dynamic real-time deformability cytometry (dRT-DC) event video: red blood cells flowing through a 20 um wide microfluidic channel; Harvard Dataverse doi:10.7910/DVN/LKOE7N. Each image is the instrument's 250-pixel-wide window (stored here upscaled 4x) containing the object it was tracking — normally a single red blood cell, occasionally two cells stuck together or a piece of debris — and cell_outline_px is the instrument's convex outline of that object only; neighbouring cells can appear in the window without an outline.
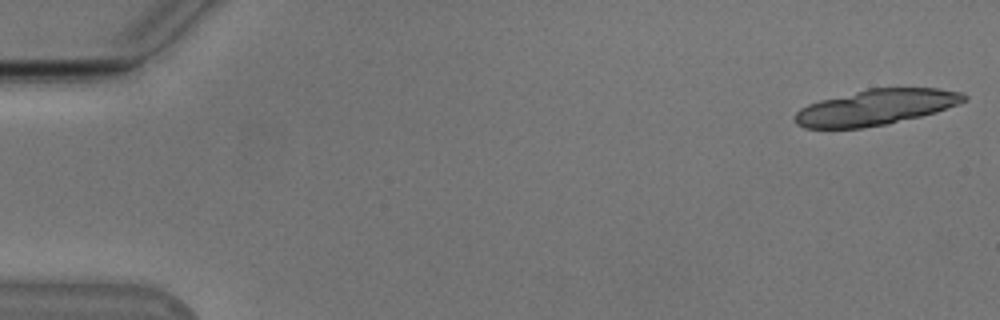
{"species": "Egyptian fruit bat (a non-hibernating species)", "species_latin": "Rousettus aegyptiacus", "temperature_condition": "cold", "stored_images_in_passage": 9, "camera_frame_rate_fps": 3000, "um_per_image_px": 0.085, "animal": {"sex": "male"}, "frame": {"image": 1, "passage_image": 1, "time_ms": 0.0, "image_size_px": [1000, 320], "cell_outline_px": [[968, 100], [936, 112], [888, 124], [860, 128], [804, 128], [796, 124], [796, 112], [800, 108], [808, 104], [820, 100], [868, 88], [936, 88], [964, 92], [968, 96]], "centroid_in_image_um": [74.48, 9.11], "position_along_channel_um": 10.5, "area_um2": 35.08}}